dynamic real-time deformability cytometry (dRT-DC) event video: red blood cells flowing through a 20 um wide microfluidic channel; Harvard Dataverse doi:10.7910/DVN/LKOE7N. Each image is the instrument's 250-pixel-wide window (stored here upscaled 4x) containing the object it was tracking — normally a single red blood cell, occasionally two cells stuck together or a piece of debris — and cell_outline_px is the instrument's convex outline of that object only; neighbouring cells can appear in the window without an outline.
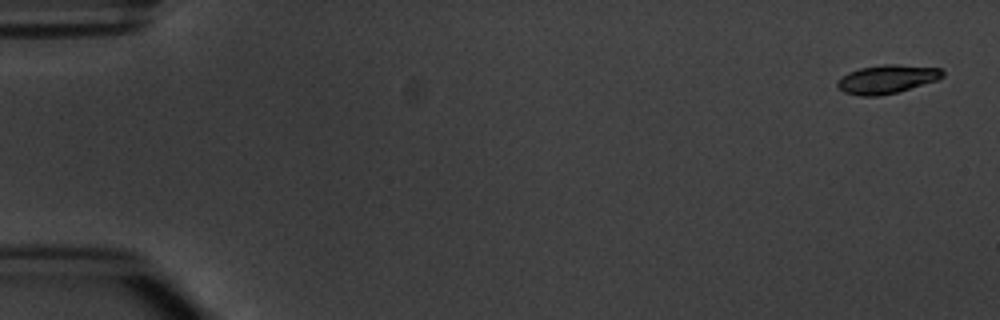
{"species": "common noctule bat (a hibernating species)", "species_latin": "Nyctalus noctula", "temperature_condition": "warm", "stored_images_in_passage": 4, "camera_frame_rate_fps": 3000, "um_per_image_px": 0.085, "animal": {"sex": "male", "body_mass_g": 20.1, "forearm_length_mm": 53.5}, "frame": {"image": 1, "passage_image": 1, "time_ms": 0.0, "image_size_px": [1000, 320], "cell_outline_px": [[944, 76], [936, 80], [896, 92], [880, 96], [860, 96], [844, 92], [836, 84], [848, 72], [860, 68], [884, 64], [896, 64], [940, 68], [944, 72]], "centroid_in_image_um": [75.39, 6.72], "position_along_channel_um": 9.6, "area_um2": 17.22}}